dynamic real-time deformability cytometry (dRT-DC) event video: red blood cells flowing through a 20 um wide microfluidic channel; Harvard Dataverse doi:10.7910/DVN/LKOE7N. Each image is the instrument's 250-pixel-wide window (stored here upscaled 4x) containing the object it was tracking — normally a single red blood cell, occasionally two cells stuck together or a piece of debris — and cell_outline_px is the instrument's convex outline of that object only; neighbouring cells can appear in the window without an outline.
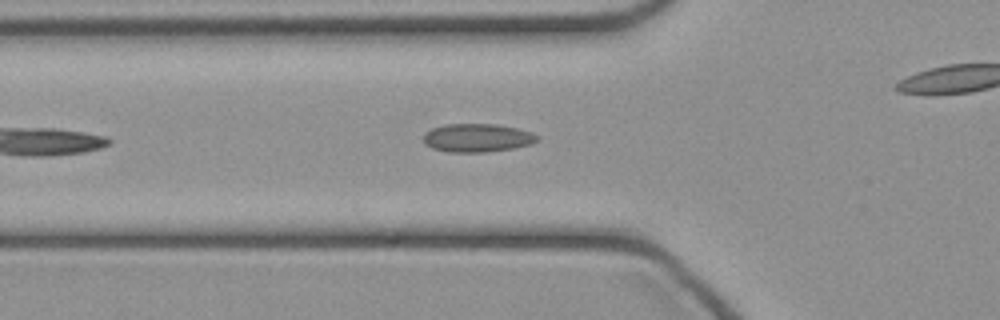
{"species": "common noctule bat (a hibernating species)", "species_latin": "Nyctalus noctula", "temperature_condition": "cold", "stored_images_in_passage": 12, "camera_frame_rate_fps": 3000, "um_per_image_px": 0.085, "animal": {"sex": "female", "body_mass_g": 21.9}, "frame": {"image": 1, "passage_image": 6, "time_ms": 1.667, "image_size_px": [1000, 320], "cell_outline_px": [[540, 140], [532, 144], [512, 148], [484, 152], [448, 152], [432, 148], [424, 144], [424, 132], [432, 128], [444, 124], [496, 124], [516, 128], [532, 132], [540, 136]], "centroid_in_image_um": [40.57, 11.71], "position_along_channel_um": 85.2, "area_um2": 18.96}}